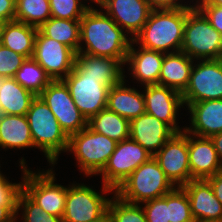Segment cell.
I'll list each match as a JSON object with an SVG mask.
<instances>
[{
  "label": "cell",
  "mask_w": 222,
  "mask_h": 222,
  "mask_svg": "<svg viewBox=\"0 0 222 222\" xmlns=\"http://www.w3.org/2000/svg\"><path fill=\"white\" fill-rule=\"evenodd\" d=\"M94 8L91 5L80 19L78 53L115 58L125 66L133 39L105 12Z\"/></svg>",
  "instance_id": "6da1fadb"
},
{
  "label": "cell",
  "mask_w": 222,
  "mask_h": 222,
  "mask_svg": "<svg viewBox=\"0 0 222 222\" xmlns=\"http://www.w3.org/2000/svg\"><path fill=\"white\" fill-rule=\"evenodd\" d=\"M186 16L187 7L152 10L147 22L133 41L148 50L163 53L181 51Z\"/></svg>",
  "instance_id": "7a4b0ae2"
},
{
  "label": "cell",
  "mask_w": 222,
  "mask_h": 222,
  "mask_svg": "<svg viewBox=\"0 0 222 222\" xmlns=\"http://www.w3.org/2000/svg\"><path fill=\"white\" fill-rule=\"evenodd\" d=\"M26 117L34 147L43 151L49 163L54 166L59 154L68 150L69 137L61 129L53 112L39 96L32 101Z\"/></svg>",
  "instance_id": "3957f363"
},
{
  "label": "cell",
  "mask_w": 222,
  "mask_h": 222,
  "mask_svg": "<svg viewBox=\"0 0 222 222\" xmlns=\"http://www.w3.org/2000/svg\"><path fill=\"white\" fill-rule=\"evenodd\" d=\"M175 186L166 177L154 157L134 170L115 190V194L124 201L142 204L163 197Z\"/></svg>",
  "instance_id": "277c9868"
},
{
  "label": "cell",
  "mask_w": 222,
  "mask_h": 222,
  "mask_svg": "<svg viewBox=\"0 0 222 222\" xmlns=\"http://www.w3.org/2000/svg\"><path fill=\"white\" fill-rule=\"evenodd\" d=\"M181 51L193 60L222 58V35L195 5L187 7Z\"/></svg>",
  "instance_id": "5b68a950"
},
{
  "label": "cell",
  "mask_w": 222,
  "mask_h": 222,
  "mask_svg": "<svg viewBox=\"0 0 222 222\" xmlns=\"http://www.w3.org/2000/svg\"><path fill=\"white\" fill-rule=\"evenodd\" d=\"M19 162L23 171L22 191L49 215L63 218L67 187L55 183L53 169L36 173L27 169L23 157Z\"/></svg>",
  "instance_id": "8992f818"
},
{
  "label": "cell",
  "mask_w": 222,
  "mask_h": 222,
  "mask_svg": "<svg viewBox=\"0 0 222 222\" xmlns=\"http://www.w3.org/2000/svg\"><path fill=\"white\" fill-rule=\"evenodd\" d=\"M117 143L87 126L69 137L67 152L74 153L79 170L89 177L99 174L104 169Z\"/></svg>",
  "instance_id": "52a82bcc"
},
{
  "label": "cell",
  "mask_w": 222,
  "mask_h": 222,
  "mask_svg": "<svg viewBox=\"0 0 222 222\" xmlns=\"http://www.w3.org/2000/svg\"><path fill=\"white\" fill-rule=\"evenodd\" d=\"M151 157V153L130 138L118 142L106 166L99 173L103 181L100 193L114 194L120 184Z\"/></svg>",
  "instance_id": "ba28073f"
},
{
  "label": "cell",
  "mask_w": 222,
  "mask_h": 222,
  "mask_svg": "<svg viewBox=\"0 0 222 222\" xmlns=\"http://www.w3.org/2000/svg\"><path fill=\"white\" fill-rule=\"evenodd\" d=\"M63 81L87 121L107 107L108 92L114 86L108 78L80 77L73 70Z\"/></svg>",
  "instance_id": "9c48e42d"
},
{
  "label": "cell",
  "mask_w": 222,
  "mask_h": 222,
  "mask_svg": "<svg viewBox=\"0 0 222 222\" xmlns=\"http://www.w3.org/2000/svg\"><path fill=\"white\" fill-rule=\"evenodd\" d=\"M183 103L222 99V59H206L193 64L186 89L181 93Z\"/></svg>",
  "instance_id": "30bf717a"
},
{
  "label": "cell",
  "mask_w": 222,
  "mask_h": 222,
  "mask_svg": "<svg viewBox=\"0 0 222 222\" xmlns=\"http://www.w3.org/2000/svg\"><path fill=\"white\" fill-rule=\"evenodd\" d=\"M50 108L68 137L87 127L63 80H52L38 95Z\"/></svg>",
  "instance_id": "8fae6325"
},
{
  "label": "cell",
  "mask_w": 222,
  "mask_h": 222,
  "mask_svg": "<svg viewBox=\"0 0 222 222\" xmlns=\"http://www.w3.org/2000/svg\"><path fill=\"white\" fill-rule=\"evenodd\" d=\"M32 58L51 80H63L74 68L76 53L57 40L45 36L38 29Z\"/></svg>",
  "instance_id": "7c38bea8"
},
{
  "label": "cell",
  "mask_w": 222,
  "mask_h": 222,
  "mask_svg": "<svg viewBox=\"0 0 222 222\" xmlns=\"http://www.w3.org/2000/svg\"><path fill=\"white\" fill-rule=\"evenodd\" d=\"M110 199L96 190L82 184L67 187L63 222H89L102 215L109 205Z\"/></svg>",
  "instance_id": "4fadbf2b"
},
{
  "label": "cell",
  "mask_w": 222,
  "mask_h": 222,
  "mask_svg": "<svg viewBox=\"0 0 222 222\" xmlns=\"http://www.w3.org/2000/svg\"><path fill=\"white\" fill-rule=\"evenodd\" d=\"M175 187L191 181L188 154V132L175 133L153 156Z\"/></svg>",
  "instance_id": "5bb4252c"
},
{
  "label": "cell",
  "mask_w": 222,
  "mask_h": 222,
  "mask_svg": "<svg viewBox=\"0 0 222 222\" xmlns=\"http://www.w3.org/2000/svg\"><path fill=\"white\" fill-rule=\"evenodd\" d=\"M145 112L169 125L176 133L183 132L177 124V112L184 107L182 94L159 84L144 86ZM183 129V130H182Z\"/></svg>",
  "instance_id": "9a60e30c"
},
{
  "label": "cell",
  "mask_w": 222,
  "mask_h": 222,
  "mask_svg": "<svg viewBox=\"0 0 222 222\" xmlns=\"http://www.w3.org/2000/svg\"><path fill=\"white\" fill-rule=\"evenodd\" d=\"M98 5L127 35L130 33L132 39L142 30L153 10L147 0H100Z\"/></svg>",
  "instance_id": "2e32d148"
},
{
  "label": "cell",
  "mask_w": 222,
  "mask_h": 222,
  "mask_svg": "<svg viewBox=\"0 0 222 222\" xmlns=\"http://www.w3.org/2000/svg\"><path fill=\"white\" fill-rule=\"evenodd\" d=\"M182 188L189 197L195 222H222V204L206 179L191 180Z\"/></svg>",
  "instance_id": "e0dca14e"
},
{
  "label": "cell",
  "mask_w": 222,
  "mask_h": 222,
  "mask_svg": "<svg viewBox=\"0 0 222 222\" xmlns=\"http://www.w3.org/2000/svg\"><path fill=\"white\" fill-rule=\"evenodd\" d=\"M175 133L169 125L146 112L130 121L129 138L153 156Z\"/></svg>",
  "instance_id": "ac0fdd59"
},
{
  "label": "cell",
  "mask_w": 222,
  "mask_h": 222,
  "mask_svg": "<svg viewBox=\"0 0 222 222\" xmlns=\"http://www.w3.org/2000/svg\"><path fill=\"white\" fill-rule=\"evenodd\" d=\"M188 154L191 180L207 179L222 170L211 138L188 133Z\"/></svg>",
  "instance_id": "d6986e66"
},
{
  "label": "cell",
  "mask_w": 222,
  "mask_h": 222,
  "mask_svg": "<svg viewBox=\"0 0 222 222\" xmlns=\"http://www.w3.org/2000/svg\"><path fill=\"white\" fill-rule=\"evenodd\" d=\"M187 109L191 126L185 127L186 132L208 138L222 132V99L191 103Z\"/></svg>",
  "instance_id": "ffe728a7"
},
{
  "label": "cell",
  "mask_w": 222,
  "mask_h": 222,
  "mask_svg": "<svg viewBox=\"0 0 222 222\" xmlns=\"http://www.w3.org/2000/svg\"><path fill=\"white\" fill-rule=\"evenodd\" d=\"M131 41L127 54L126 64L129 66L132 77L141 82L143 86L159 84V76L165 53L148 50L139 46L134 48Z\"/></svg>",
  "instance_id": "44dd1931"
},
{
  "label": "cell",
  "mask_w": 222,
  "mask_h": 222,
  "mask_svg": "<svg viewBox=\"0 0 222 222\" xmlns=\"http://www.w3.org/2000/svg\"><path fill=\"white\" fill-rule=\"evenodd\" d=\"M123 66L115 58L77 53L73 71L80 77L108 78L117 85L126 77Z\"/></svg>",
  "instance_id": "7402d4cb"
},
{
  "label": "cell",
  "mask_w": 222,
  "mask_h": 222,
  "mask_svg": "<svg viewBox=\"0 0 222 222\" xmlns=\"http://www.w3.org/2000/svg\"><path fill=\"white\" fill-rule=\"evenodd\" d=\"M125 81L123 79L109 89L107 108L131 121L145 113V99L142 92L126 87Z\"/></svg>",
  "instance_id": "603a6c76"
},
{
  "label": "cell",
  "mask_w": 222,
  "mask_h": 222,
  "mask_svg": "<svg viewBox=\"0 0 222 222\" xmlns=\"http://www.w3.org/2000/svg\"><path fill=\"white\" fill-rule=\"evenodd\" d=\"M194 60L182 51L165 53L159 85L173 88L182 93L189 82Z\"/></svg>",
  "instance_id": "cb8c5ba5"
},
{
  "label": "cell",
  "mask_w": 222,
  "mask_h": 222,
  "mask_svg": "<svg viewBox=\"0 0 222 222\" xmlns=\"http://www.w3.org/2000/svg\"><path fill=\"white\" fill-rule=\"evenodd\" d=\"M0 147L19 150L34 147L26 115H0Z\"/></svg>",
  "instance_id": "d4e9b609"
},
{
  "label": "cell",
  "mask_w": 222,
  "mask_h": 222,
  "mask_svg": "<svg viewBox=\"0 0 222 222\" xmlns=\"http://www.w3.org/2000/svg\"><path fill=\"white\" fill-rule=\"evenodd\" d=\"M35 98L14 77H0V114L26 115Z\"/></svg>",
  "instance_id": "484cf974"
},
{
  "label": "cell",
  "mask_w": 222,
  "mask_h": 222,
  "mask_svg": "<svg viewBox=\"0 0 222 222\" xmlns=\"http://www.w3.org/2000/svg\"><path fill=\"white\" fill-rule=\"evenodd\" d=\"M37 31V27L22 22H6L1 44L27 59L32 58Z\"/></svg>",
  "instance_id": "4316f807"
},
{
  "label": "cell",
  "mask_w": 222,
  "mask_h": 222,
  "mask_svg": "<svg viewBox=\"0 0 222 222\" xmlns=\"http://www.w3.org/2000/svg\"><path fill=\"white\" fill-rule=\"evenodd\" d=\"M87 126L94 132L120 142L129 138L130 121L112 112L107 107L87 121Z\"/></svg>",
  "instance_id": "83f0119b"
},
{
  "label": "cell",
  "mask_w": 222,
  "mask_h": 222,
  "mask_svg": "<svg viewBox=\"0 0 222 222\" xmlns=\"http://www.w3.org/2000/svg\"><path fill=\"white\" fill-rule=\"evenodd\" d=\"M45 36L71 48L76 54L80 44V20L49 18L38 28Z\"/></svg>",
  "instance_id": "f1b7e54d"
},
{
  "label": "cell",
  "mask_w": 222,
  "mask_h": 222,
  "mask_svg": "<svg viewBox=\"0 0 222 222\" xmlns=\"http://www.w3.org/2000/svg\"><path fill=\"white\" fill-rule=\"evenodd\" d=\"M51 18L49 0H16L14 20L39 28Z\"/></svg>",
  "instance_id": "f546056e"
},
{
  "label": "cell",
  "mask_w": 222,
  "mask_h": 222,
  "mask_svg": "<svg viewBox=\"0 0 222 222\" xmlns=\"http://www.w3.org/2000/svg\"><path fill=\"white\" fill-rule=\"evenodd\" d=\"M14 78L22 87L36 96L52 81L45 70L33 58H28L24 61Z\"/></svg>",
  "instance_id": "4dcf8cb0"
},
{
  "label": "cell",
  "mask_w": 222,
  "mask_h": 222,
  "mask_svg": "<svg viewBox=\"0 0 222 222\" xmlns=\"http://www.w3.org/2000/svg\"><path fill=\"white\" fill-rule=\"evenodd\" d=\"M108 210L112 222H147L142 205L124 201L115 193L110 199Z\"/></svg>",
  "instance_id": "1f68e13d"
},
{
  "label": "cell",
  "mask_w": 222,
  "mask_h": 222,
  "mask_svg": "<svg viewBox=\"0 0 222 222\" xmlns=\"http://www.w3.org/2000/svg\"><path fill=\"white\" fill-rule=\"evenodd\" d=\"M169 221L195 222L190 208L189 197L182 187L169 192Z\"/></svg>",
  "instance_id": "d6a6232c"
},
{
  "label": "cell",
  "mask_w": 222,
  "mask_h": 222,
  "mask_svg": "<svg viewBox=\"0 0 222 222\" xmlns=\"http://www.w3.org/2000/svg\"><path fill=\"white\" fill-rule=\"evenodd\" d=\"M19 210H23L21 211L23 222H63L62 218L49 215L46 211L42 210L23 191L18 196L17 212Z\"/></svg>",
  "instance_id": "836d02e7"
},
{
  "label": "cell",
  "mask_w": 222,
  "mask_h": 222,
  "mask_svg": "<svg viewBox=\"0 0 222 222\" xmlns=\"http://www.w3.org/2000/svg\"><path fill=\"white\" fill-rule=\"evenodd\" d=\"M51 17L65 20H80L91 7L80 0H49Z\"/></svg>",
  "instance_id": "e575fe53"
},
{
  "label": "cell",
  "mask_w": 222,
  "mask_h": 222,
  "mask_svg": "<svg viewBox=\"0 0 222 222\" xmlns=\"http://www.w3.org/2000/svg\"><path fill=\"white\" fill-rule=\"evenodd\" d=\"M147 222H170L169 221V193L163 197L142 203Z\"/></svg>",
  "instance_id": "d590c367"
},
{
  "label": "cell",
  "mask_w": 222,
  "mask_h": 222,
  "mask_svg": "<svg viewBox=\"0 0 222 222\" xmlns=\"http://www.w3.org/2000/svg\"><path fill=\"white\" fill-rule=\"evenodd\" d=\"M27 58L0 44V77H14Z\"/></svg>",
  "instance_id": "8d00e7d4"
},
{
  "label": "cell",
  "mask_w": 222,
  "mask_h": 222,
  "mask_svg": "<svg viewBox=\"0 0 222 222\" xmlns=\"http://www.w3.org/2000/svg\"><path fill=\"white\" fill-rule=\"evenodd\" d=\"M0 172V206L17 207L18 196L22 191V183H11Z\"/></svg>",
  "instance_id": "74e56055"
},
{
  "label": "cell",
  "mask_w": 222,
  "mask_h": 222,
  "mask_svg": "<svg viewBox=\"0 0 222 222\" xmlns=\"http://www.w3.org/2000/svg\"><path fill=\"white\" fill-rule=\"evenodd\" d=\"M208 19L209 23L222 35V7L195 5Z\"/></svg>",
  "instance_id": "f35d334b"
},
{
  "label": "cell",
  "mask_w": 222,
  "mask_h": 222,
  "mask_svg": "<svg viewBox=\"0 0 222 222\" xmlns=\"http://www.w3.org/2000/svg\"><path fill=\"white\" fill-rule=\"evenodd\" d=\"M16 0H0V21H14Z\"/></svg>",
  "instance_id": "ab89813d"
},
{
  "label": "cell",
  "mask_w": 222,
  "mask_h": 222,
  "mask_svg": "<svg viewBox=\"0 0 222 222\" xmlns=\"http://www.w3.org/2000/svg\"><path fill=\"white\" fill-rule=\"evenodd\" d=\"M147 1L153 10L178 9V8H185V7L192 6L190 4L186 5V4L180 3L181 0H147Z\"/></svg>",
  "instance_id": "60d3db41"
},
{
  "label": "cell",
  "mask_w": 222,
  "mask_h": 222,
  "mask_svg": "<svg viewBox=\"0 0 222 222\" xmlns=\"http://www.w3.org/2000/svg\"><path fill=\"white\" fill-rule=\"evenodd\" d=\"M212 186L216 198L222 204V170L206 179Z\"/></svg>",
  "instance_id": "b9f144b4"
},
{
  "label": "cell",
  "mask_w": 222,
  "mask_h": 222,
  "mask_svg": "<svg viewBox=\"0 0 222 222\" xmlns=\"http://www.w3.org/2000/svg\"><path fill=\"white\" fill-rule=\"evenodd\" d=\"M17 215V207L0 206V222H16Z\"/></svg>",
  "instance_id": "7bdbcfd3"
},
{
  "label": "cell",
  "mask_w": 222,
  "mask_h": 222,
  "mask_svg": "<svg viewBox=\"0 0 222 222\" xmlns=\"http://www.w3.org/2000/svg\"><path fill=\"white\" fill-rule=\"evenodd\" d=\"M211 140L214 143L217 155L219 157L220 162L222 163V132L213 135L211 137Z\"/></svg>",
  "instance_id": "ee69618b"
},
{
  "label": "cell",
  "mask_w": 222,
  "mask_h": 222,
  "mask_svg": "<svg viewBox=\"0 0 222 222\" xmlns=\"http://www.w3.org/2000/svg\"><path fill=\"white\" fill-rule=\"evenodd\" d=\"M194 5H213L222 7V0H196Z\"/></svg>",
  "instance_id": "f6af8a7d"
},
{
  "label": "cell",
  "mask_w": 222,
  "mask_h": 222,
  "mask_svg": "<svg viewBox=\"0 0 222 222\" xmlns=\"http://www.w3.org/2000/svg\"><path fill=\"white\" fill-rule=\"evenodd\" d=\"M89 222H112L109 210L107 209L102 215Z\"/></svg>",
  "instance_id": "bcb514c9"
},
{
  "label": "cell",
  "mask_w": 222,
  "mask_h": 222,
  "mask_svg": "<svg viewBox=\"0 0 222 222\" xmlns=\"http://www.w3.org/2000/svg\"><path fill=\"white\" fill-rule=\"evenodd\" d=\"M5 23L6 22H1L0 21V44L2 42V36H3V30H4V27H5Z\"/></svg>",
  "instance_id": "7dc6e473"
},
{
  "label": "cell",
  "mask_w": 222,
  "mask_h": 222,
  "mask_svg": "<svg viewBox=\"0 0 222 222\" xmlns=\"http://www.w3.org/2000/svg\"><path fill=\"white\" fill-rule=\"evenodd\" d=\"M85 1H87V0H85ZM91 2H94L95 4L97 3V4H99L100 3V0H90Z\"/></svg>",
  "instance_id": "c3c4849f"
}]
</instances>
